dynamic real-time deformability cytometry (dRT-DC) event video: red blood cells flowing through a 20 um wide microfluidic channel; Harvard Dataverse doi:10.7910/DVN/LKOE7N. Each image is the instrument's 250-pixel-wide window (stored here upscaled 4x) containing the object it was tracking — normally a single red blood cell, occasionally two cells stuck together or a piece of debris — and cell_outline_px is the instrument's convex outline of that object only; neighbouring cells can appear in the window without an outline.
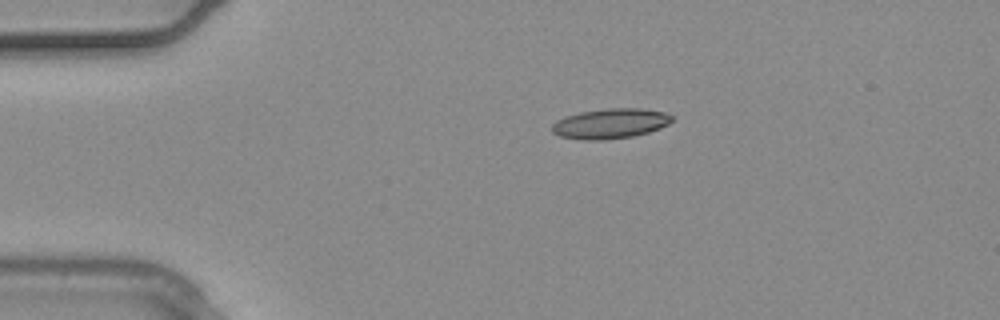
{"species": "common noctule bat (a hibernating species)", "species_latin": "Nyctalus noctula", "temperature_condition": "warm", "stored_images_in_passage": 3, "camera_frame_rate_fps": 3000, "um_per_image_px": 0.085, "animal": {"sex": "male", "body_mass_g": 20.4}, "frame": {"image": 1, "passage_image": 1, "time_ms": 0.0, "image_size_px": [1000, 320], "cell_outline_px": [[672, 120], [668, 124], [660, 128], [648, 132], [632, 136], [604, 140], [584, 140], [560, 136], [552, 132], [552, 124], [556, 120], [564, 116], [580, 112], [608, 108], [644, 108], [664, 112], [672, 116]], "centroid_in_image_um": [51.86, 10.49], "position_along_channel_um": 33.1, "area_um2": 21.04}}
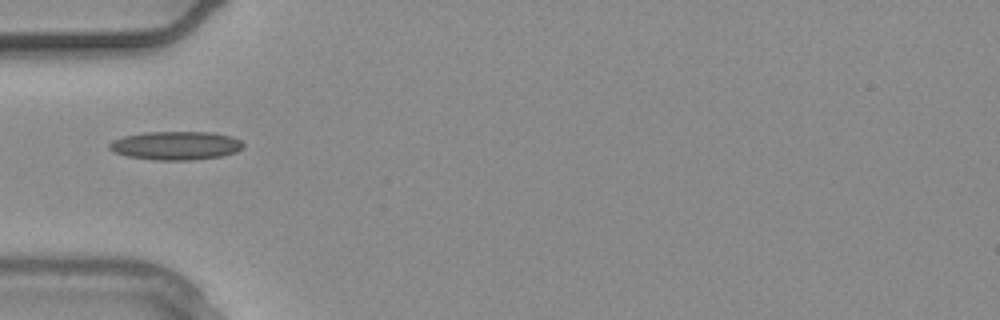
{"frame": {"image": 2, "passage_image": 2, "time_ms": 0.333, "image_size_px": [1000, 320], "cell_outline_px": [[244, 148], [236, 152], [220, 156], [192, 160], [156, 160], [128, 156], [112, 152], [108, 148], [108, 144], [112, 140], [124, 136], [144, 132], [212, 132], [232, 136], [240, 140], [244, 144]], "centroid_in_image_um": [14.94, 12.37], "position_along_channel_um": 70.1, "area_um2": 22.43}}